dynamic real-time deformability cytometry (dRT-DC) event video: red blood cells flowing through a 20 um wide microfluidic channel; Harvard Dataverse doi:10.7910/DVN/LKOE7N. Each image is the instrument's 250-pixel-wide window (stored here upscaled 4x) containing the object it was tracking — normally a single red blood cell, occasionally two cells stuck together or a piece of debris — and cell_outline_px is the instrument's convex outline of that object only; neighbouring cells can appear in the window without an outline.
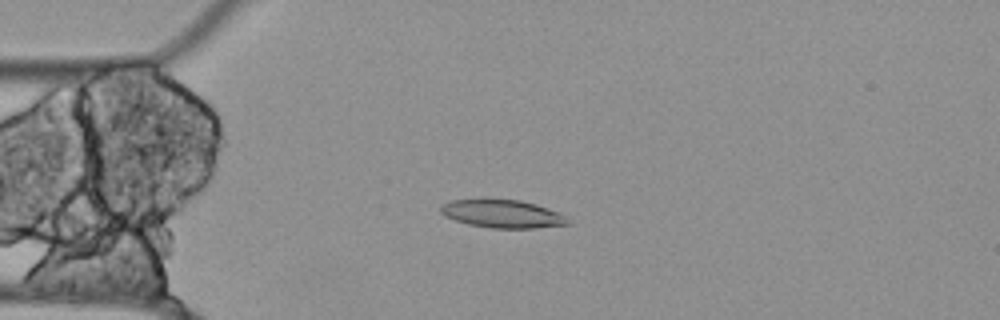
{"species": "Egyptian fruit bat (a non-hibernating species)", "species_latin": "Rousettus aegyptiacus", "temperature_condition": "cold", "stored_images_in_passage": 56, "camera_frame_rate_fps": 3000, "um_per_image_px": 0.085, "animal": {"sex": "female"}, "frame": {"image": 1, "passage_image": 14, "time_ms": 4.333, "image_size_px": [1000, 320], "cell_outline_px": [[568, 224], [536, 228], [492, 228], [468, 224], [444, 216], [440, 212], [440, 208], [444, 204], [452, 200], [520, 200], [536, 204], [560, 212], [564, 216]], "centroid_in_image_um": [42.7, 18.18], "position_along_channel_um": 42.3, "area_um2": 20.4}}
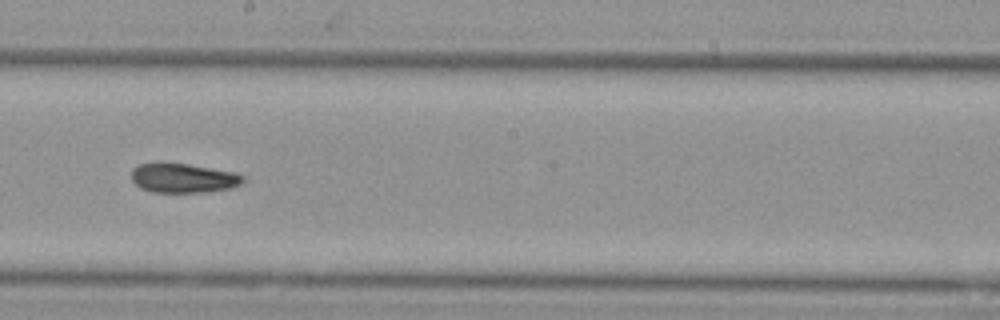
{"frame": {"image": 2, "passage_image": 31, "time_ms": 10.0, "image_size_px": [1000, 320], "cell_outline_px": [[244, 180], [240, 184], [232, 188], [200, 192], [152, 192], [140, 188], [132, 180], [132, 168], [140, 164], [156, 160], [160, 160], [188, 164], [236, 172], [244, 176]], "centroid_in_image_um": [15.53, 15.09], "position_along_channel_um": 232.7, "area_um2": 19.59}}
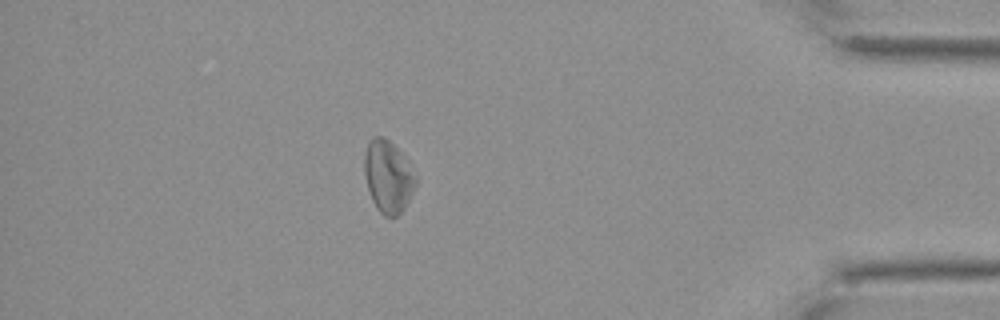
{"frame": {"image": 3, "passage_image": 49, "time_ms": 16.0, "image_size_px": [1000, 320], "cell_outline_px": [[416, 184], [404, 208], [396, 216], [384, 216], [376, 208], [372, 200], [368, 188], [364, 172], [364, 156], [368, 144], [372, 136], [384, 136], [400, 152], [416, 180]], "centroid_in_image_um": [32.94, 15.01], "position_along_channel_um": 402.3, "area_um2": 20.92}}